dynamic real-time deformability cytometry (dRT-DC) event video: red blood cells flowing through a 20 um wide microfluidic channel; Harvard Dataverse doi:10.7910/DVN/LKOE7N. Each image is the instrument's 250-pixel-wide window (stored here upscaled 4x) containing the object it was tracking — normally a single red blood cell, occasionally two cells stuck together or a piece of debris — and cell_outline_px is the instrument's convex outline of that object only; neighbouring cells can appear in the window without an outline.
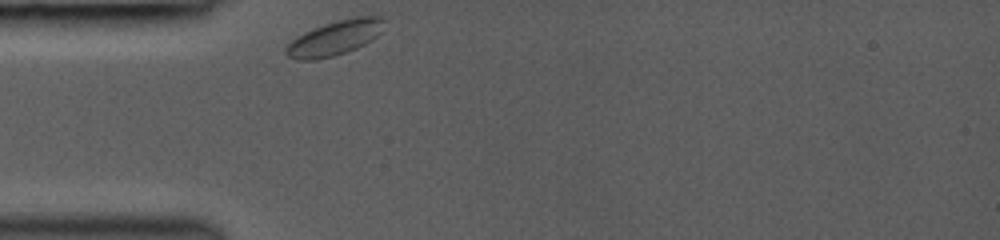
{"species": "common noctule bat (a hibernating species)", "species_latin": "Nyctalus noctula", "temperature_condition": "room temperature", "stored_images_in_passage": 29, "camera_frame_rate_fps": 3000, "um_per_image_px": 0.085, "animal": {"sex": "female", "body_mass_g": 19.0, "forearm_length_mm": 53.3}, "frame": {"image": 1, "passage_image": 1, "time_ms": 0.0, "image_size_px": [1000, 240], "cell_outline_px": [[384, 20], [380, 32], [372, 40], [356, 48], [332, 56], [312, 60], [300, 60], [288, 56], [284, 52], [284, 48], [296, 36], [304, 32], [324, 24], [336, 20], [356, 16], [384, 16]], "centroid_in_image_um": [28.44, 3.21], "position_along_channel_um": 56.6, "area_um2": 19.71}}
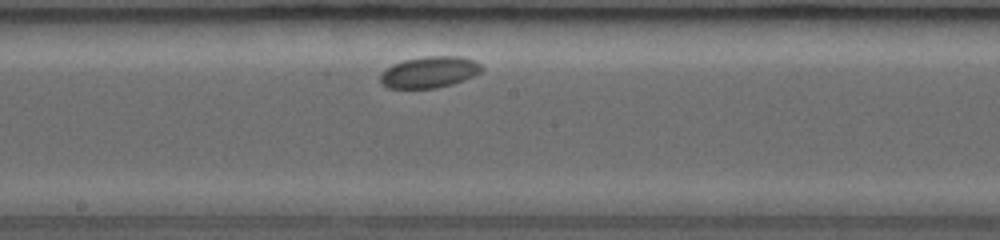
{"frame": {"image": 2, "passage_image": 14, "time_ms": 4.333, "image_size_px": [1000, 240], "cell_outline_px": [[484, 68], [480, 72], [464, 80], [452, 84], [436, 88], [388, 88], [380, 80], [380, 72], [392, 64], [404, 60], [424, 56], [460, 56], [472, 60], [480, 64]], "centroid_in_image_um": [36.48, 6.12], "position_along_channel_um": 211.7, "area_um2": 18.5}}
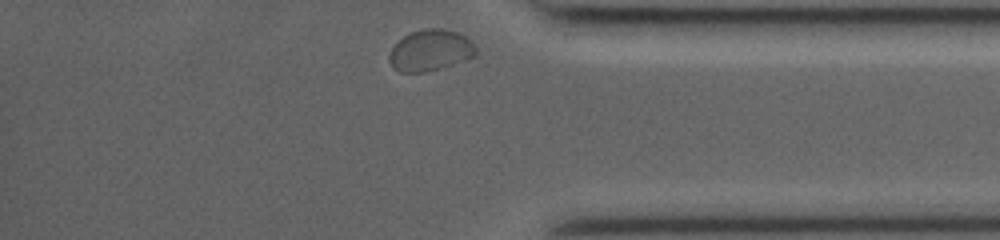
{"frame": {"image": 3, "passage_image": 29, "time_ms": 9.333, "image_size_px": [1000, 240], "cell_outline_px": [[476, 52], [472, 56], [464, 60], [440, 68], [424, 72], [400, 72], [392, 68], [388, 60], [388, 56], [392, 48], [404, 36], [412, 32], [428, 28], [444, 28], [456, 32], [464, 36], [476, 48]], "centroid_in_image_um": [36.53, 4.29], "position_along_channel_um": 398.7, "area_um2": 20.46}}